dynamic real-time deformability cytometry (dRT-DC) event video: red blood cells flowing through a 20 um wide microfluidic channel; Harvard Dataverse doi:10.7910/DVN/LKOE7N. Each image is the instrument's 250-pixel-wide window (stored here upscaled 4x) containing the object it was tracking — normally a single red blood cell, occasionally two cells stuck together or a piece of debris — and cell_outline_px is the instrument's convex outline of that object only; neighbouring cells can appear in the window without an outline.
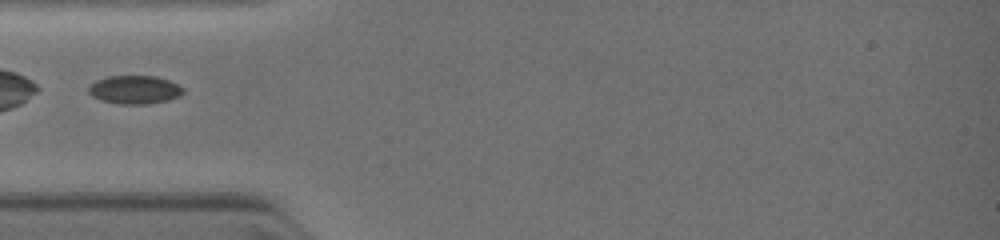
{"species": "common noctule bat (a hibernating species)", "species_latin": "Nyctalus noctula", "temperature_condition": "warm", "stored_images_in_passage": 5, "camera_frame_rate_fps": 3000, "um_per_image_px": 0.085, "animal": {"sex": "female", "body_mass_g": 19.0, "forearm_length_mm": 51.5}, "frame": {"image": 1, "passage_image": 5, "time_ms": 3.333, "image_size_px": [1000, 240], "cell_outline_px": [[184, 92], [180, 96], [168, 100], [148, 104], [120, 104], [104, 100], [92, 96], [88, 92], [88, 88], [96, 80], [108, 76], [156, 76], [168, 80], [184, 88]], "centroid_in_image_um": [11.47, 7.62], "position_along_channel_um": 73.5, "area_um2": 15.55}}